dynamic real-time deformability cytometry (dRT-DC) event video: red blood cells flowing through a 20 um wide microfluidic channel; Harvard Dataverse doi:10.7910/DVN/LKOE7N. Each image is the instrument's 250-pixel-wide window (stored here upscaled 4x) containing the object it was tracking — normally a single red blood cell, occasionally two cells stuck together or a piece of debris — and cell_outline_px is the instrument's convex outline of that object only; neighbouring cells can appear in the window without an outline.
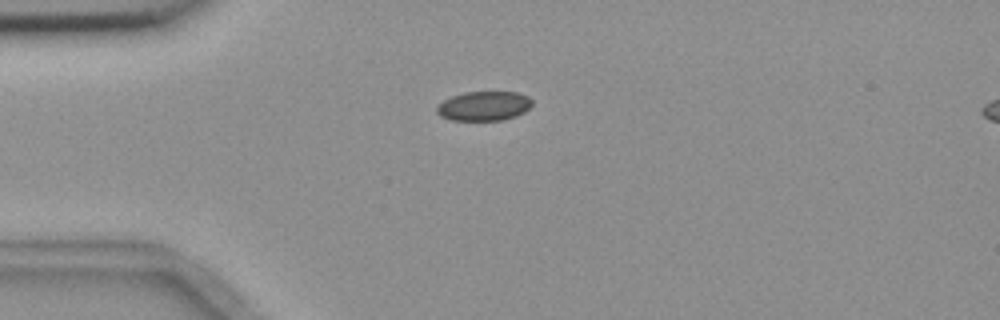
{"species": "common noctule bat (a hibernating species)", "species_latin": "Nyctalus noctula", "temperature_condition": "room temperature", "stored_images_in_passage": 6, "camera_frame_rate_fps": 3000, "um_per_image_px": 0.085, "animal": {"sex": "female", "body_mass_g": 18.4}, "frame": {"image": 1, "passage_image": 6, "time_ms": 6.667, "image_size_px": [1000, 320], "cell_outline_px": [[532, 104], [524, 112], [516, 116], [500, 120], [452, 120], [440, 116], [436, 112], [436, 108], [444, 100], [452, 96], [464, 92], [516, 92], [528, 96], [532, 100]], "centroid_in_image_um": [41.13, 9.01], "position_along_channel_um": 43.9, "area_um2": 16.24}}